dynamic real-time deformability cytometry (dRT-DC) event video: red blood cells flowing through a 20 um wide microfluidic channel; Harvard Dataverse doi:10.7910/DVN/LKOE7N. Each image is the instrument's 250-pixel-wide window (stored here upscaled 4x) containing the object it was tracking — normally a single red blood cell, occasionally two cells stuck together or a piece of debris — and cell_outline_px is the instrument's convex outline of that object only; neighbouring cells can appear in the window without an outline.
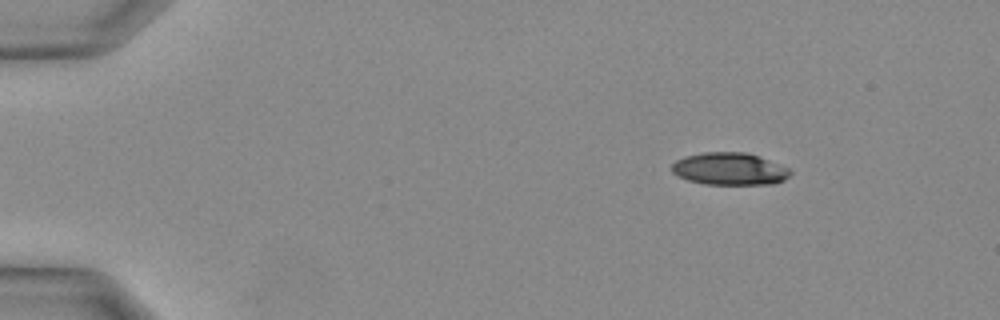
{"species": "Egyptian fruit bat (a non-hibernating species)", "species_latin": "Rousettus aegyptiacus", "temperature_condition": "warm", "stored_images_in_passage": 30, "camera_frame_rate_fps": 3000, "um_per_image_px": 0.085, "animal": {"sex": "female"}, "frame": {"image": 1, "passage_image": 1, "time_ms": 0.0, "image_size_px": [1000, 320], "cell_outline_px": [[792, 172], [784, 180], [772, 184], [704, 184], [688, 180], [672, 172], [672, 164], [676, 160], [684, 156], [704, 152], [744, 152], [768, 160], [788, 168]], "centroid_in_image_um": [61.99, 14.36], "position_along_channel_um": 23.0, "area_um2": 22.08}}
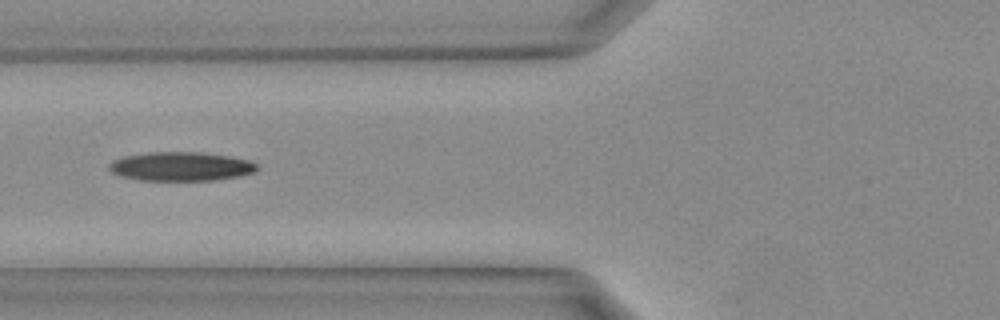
{"frame": {"image": 2, "passage_image": 10, "time_ms": 3.0, "image_size_px": [1000, 320], "cell_outline_px": [[260, 168], [256, 172], [240, 176], [212, 180], [140, 180], [120, 176], [112, 172], [108, 168], [108, 164], [112, 160], [124, 156], [148, 152], [200, 152], [228, 156], [248, 160], [256, 164]], "centroid_in_image_um": [15.37, 14.14], "position_along_channel_um": 110.4, "area_um2": 25.03}}
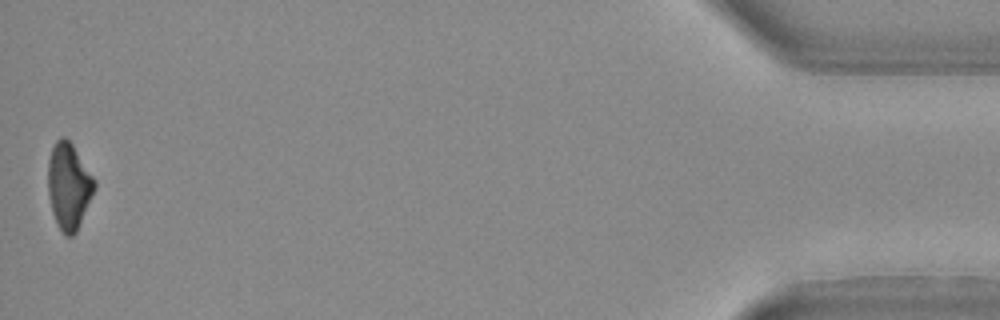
{"frame": {"image": 3, "passage_image": 30, "time_ms": 9.667, "image_size_px": [1000, 320], "cell_outline_px": [[96, 188], [76, 232], [72, 236], [64, 236], [52, 212], [48, 196], [48, 160], [52, 148], [56, 140], [60, 136], [64, 136], [72, 144], [96, 180]], "centroid_in_image_um": [5.85, 15.8], "position_along_channel_um": 429.4, "area_um2": 23.35}}